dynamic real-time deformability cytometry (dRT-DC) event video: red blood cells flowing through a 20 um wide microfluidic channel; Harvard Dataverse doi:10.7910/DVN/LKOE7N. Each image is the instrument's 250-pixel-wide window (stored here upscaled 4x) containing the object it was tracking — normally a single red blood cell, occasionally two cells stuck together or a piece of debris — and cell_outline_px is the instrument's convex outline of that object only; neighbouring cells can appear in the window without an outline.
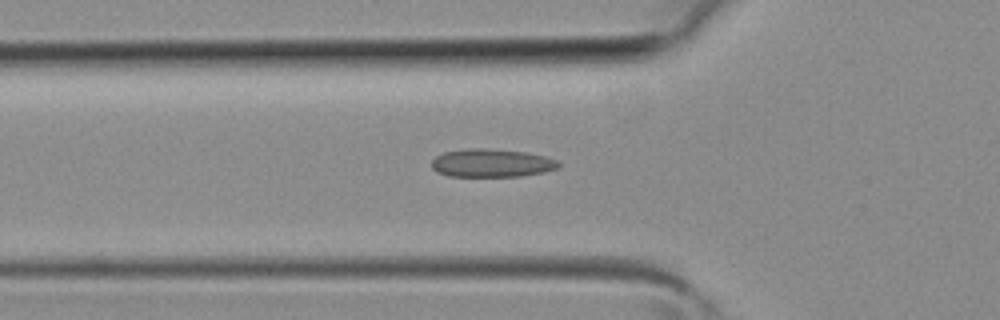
{"species": "common noctule bat (a hibernating species)", "species_latin": "Nyctalus noctula", "temperature_condition": "room temperature", "stored_images_in_passage": 31, "camera_frame_rate_fps": 3000, "um_per_image_px": 0.085, "animal": {"sex": "female", "body_mass_g": 19.3, "forearm_length_mm": 54.1}, "frame": {"image": 1, "passage_image": 10, "time_ms": 3.0, "image_size_px": [1000, 320], "cell_outline_px": [[560, 168], [544, 172], [524, 176], [448, 176], [436, 172], [432, 168], [432, 160], [436, 156], [444, 152], [472, 148], [480, 148], [524, 152], [544, 156], [560, 160]], "centroid_in_image_um": [41.82, 13.87], "position_along_channel_um": 84.0, "area_um2": 20.87}}
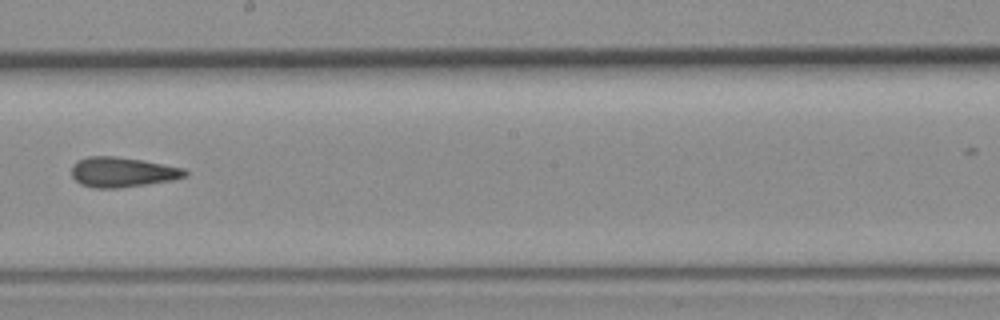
{"frame": {"image": 2, "passage_image": 19, "time_ms": 6.0, "image_size_px": [1000, 320], "cell_outline_px": [[188, 172], [184, 176], [172, 180], [148, 184], [120, 188], [92, 188], [80, 184], [72, 176], [72, 164], [88, 156], [112, 156], [140, 160], [184, 168]], "centroid_in_image_um": [10.37, 14.64], "position_along_channel_um": 237.8, "area_um2": 19.65}}
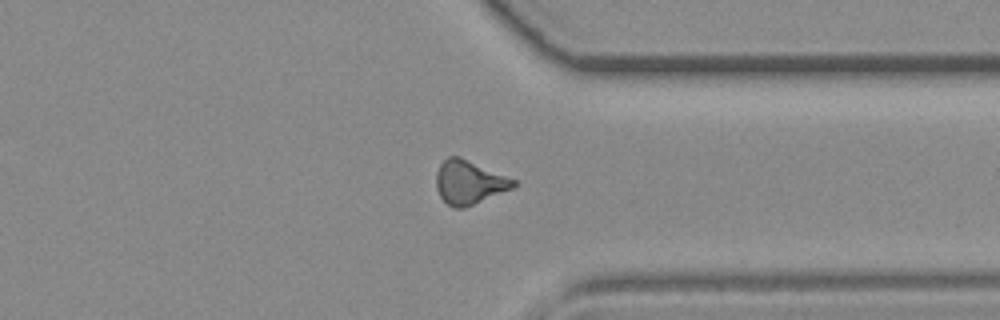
{"frame": {"image": 3, "passage_image": 27, "time_ms": 8.667, "image_size_px": [1000, 320], "cell_outline_px": [[516, 184], [512, 188], [464, 208], [452, 208], [440, 196], [436, 188], [436, 172], [440, 164], [448, 156], [460, 156], [516, 180]], "centroid_in_image_um": [39.84, 15.48], "position_along_channel_um": 371.6, "area_um2": 19.54}}